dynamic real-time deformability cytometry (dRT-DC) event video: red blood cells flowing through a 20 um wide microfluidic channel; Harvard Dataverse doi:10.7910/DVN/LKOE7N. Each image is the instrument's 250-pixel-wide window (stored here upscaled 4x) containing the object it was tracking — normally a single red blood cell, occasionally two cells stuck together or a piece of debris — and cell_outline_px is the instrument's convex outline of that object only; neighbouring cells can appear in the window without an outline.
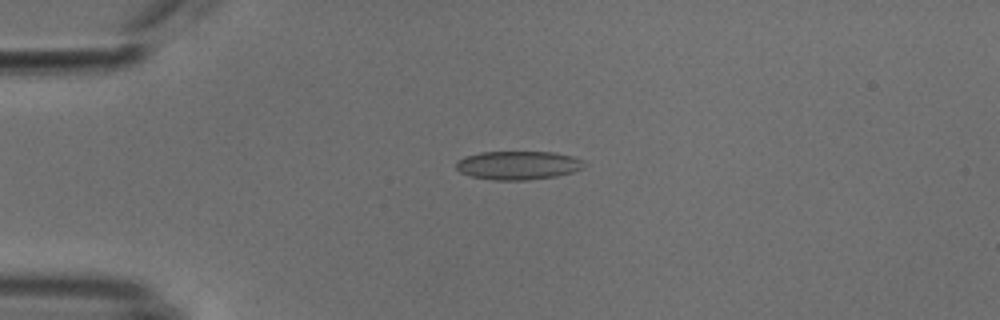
{"species": "common noctule bat (a hibernating species)", "species_latin": "Nyctalus noctula", "temperature_condition": "cold", "stored_images_in_passage": 37, "camera_frame_rate_fps": 3000, "um_per_image_px": 0.085, "animal": {"sex": "male", "body_mass_g": 18.8}, "frame": {"image": 1, "passage_image": 1, "time_ms": 0.0, "image_size_px": [1000, 320], "cell_outline_px": [[584, 160], [580, 168], [572, 172], [556, 176], [528, 180], [492, 180], [472, 176], [460, 172], [456, 168], [456, 160], [464, 156], [480, 152], [552, 152], [572, 156]], "centroid_in_image_um": [43.98, 14.04], "position_along_channel_um": 41.0, "area_um2": 21.27}}
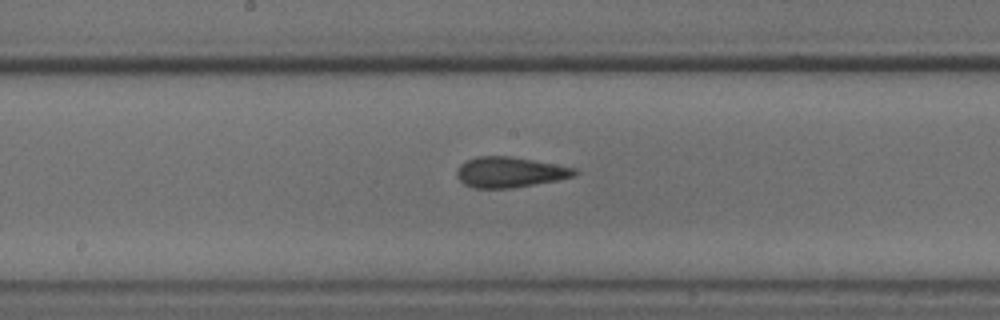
{"frame": {"image": 2, "passage_image": 16, "time_ms": 5.0, "image_size_px": [1000, 320], "cell_outline_px": [[580, 172], [576, 176], [556, 180], [512, 188], [472, 188], [464, 184], [456, 176], [456, 172], [460, 164], [476, 156], [512, 156], [576, 168]], "centroid_in_image_um": [43.33, 14.63], "position_along_channel_um": 204.9, "area_um2": 20.98}}
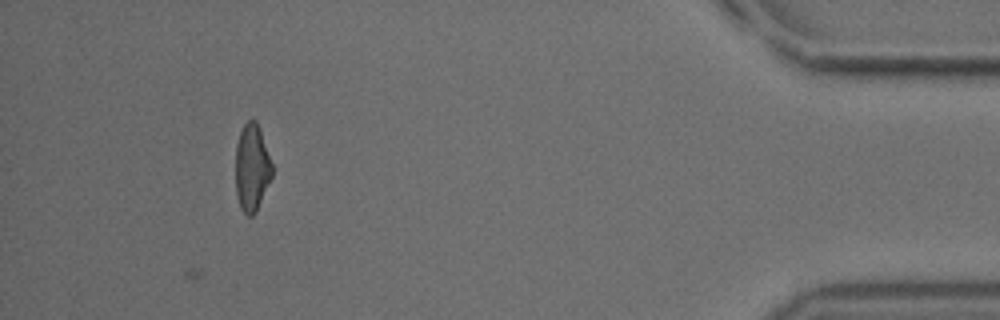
{"frame": {"image": 3, "passage_image": 37, "time_ms": 12.0, "image_size_px": [1000, 320], "cell_outline_px": [[272, 176], [256, 212], [252, 216], [248, 216], [240, 208], [236, 192], [236, 144], [240, 132], [244, 124], [248, 120], [256, 120], [260, 128], [272, 164]], "centroid_in_image_um": [21.41, 14.25], "position_along_channel_um": 413.8, "area_um2": 18.5}, "authors_computed_cell_mechanics": {"area_um2": 20.519, "velocity_mm_per_s": 3.8242, "shape_relaxation_time_tau1_ms": null, "shape_relaxation_time_tau2_ms": 1.6609, "deformation_change_tau1": null, "deformation_change_tau2": 0.0864}}